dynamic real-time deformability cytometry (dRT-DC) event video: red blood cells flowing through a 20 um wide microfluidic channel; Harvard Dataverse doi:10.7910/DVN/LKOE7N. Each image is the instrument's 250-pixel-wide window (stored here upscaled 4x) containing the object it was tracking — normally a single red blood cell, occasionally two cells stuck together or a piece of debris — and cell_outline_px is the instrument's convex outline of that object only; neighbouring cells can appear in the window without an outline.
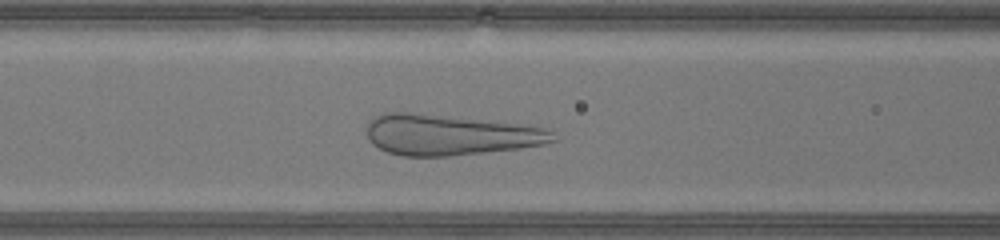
{"species": "human", "species_latin": "Homo sapiens", "temperature_condition": "warm", "stored_images_in_passage": 29, "camera_frame_rate_fps": 3000, "um_per_image_px": 0.085, "donor": {"sex": "male"}, "frame": {"image": 1, "passage_image": 10, "time_ms": 3.0, "image_size_px": [1000, 240], "cell_outline_px": [[556, 140], [544, 144], [520, 148], [448, 156], [404, 156], [388, 152], [372, 144], [368, 140], [368, 120], [372, 116], [384, 112], [412, 112], [516, 124], [544, 128], [552, 132]], "centroid_in_image_um": [38.15, 11.46], "position_along_channel_um": 128.4, "area_um2": 43.75}}
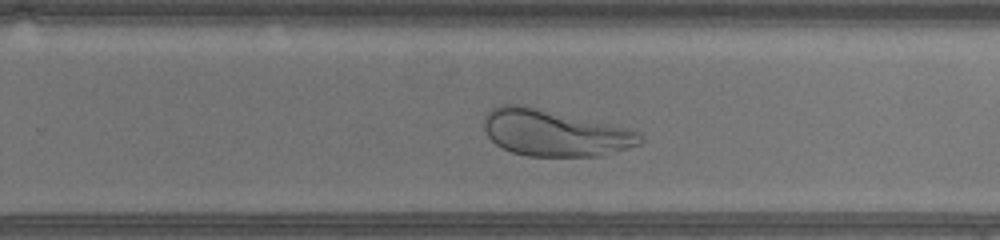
{"frame": {"image": 2, "passage_image": 20, "time_ms": 6.333, "image_size_px": [1000, 240], "cell_outline_px": [[644, 140], [640, 144], [628, 148], [600, 156], [528, 156], [512, 152], [496, 144], [488, 136], [484, 128], [484, 116], [492, 108], [500, 104], [520, 104], [608, 124], [640, 132], [644, 136]], "centroid_in_image_um": [47.12, 11.31], "position_along_channel_um": 282.7, "area_um2": 41.91}}
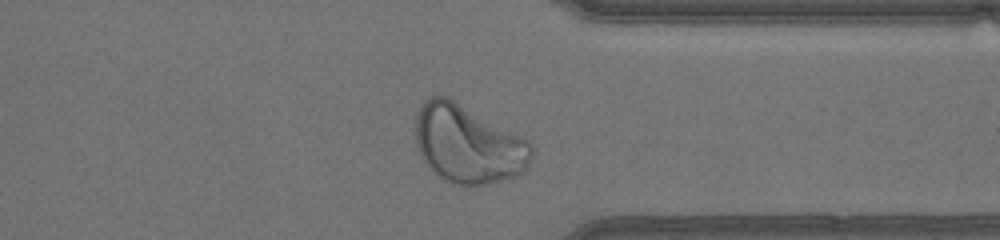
{"frame": {"image": 3, "passage_image": 26, "time_ms": 8.333, "image_size_px": [1000, 240], "cell_outline_px": [[532, 156], [524, 172], [516, 176], [468, 188], [464, 188], [452, 184], [436, 176], [424, 164], [416, 148], [416, 112], [424, 100], [428, 96], [448, 96], [528, 140], [532, 144]], "centroid_in_image_um": [39.73, 12.28], "position_along_channel_um": 371.7, "area_um2": 53.64}}